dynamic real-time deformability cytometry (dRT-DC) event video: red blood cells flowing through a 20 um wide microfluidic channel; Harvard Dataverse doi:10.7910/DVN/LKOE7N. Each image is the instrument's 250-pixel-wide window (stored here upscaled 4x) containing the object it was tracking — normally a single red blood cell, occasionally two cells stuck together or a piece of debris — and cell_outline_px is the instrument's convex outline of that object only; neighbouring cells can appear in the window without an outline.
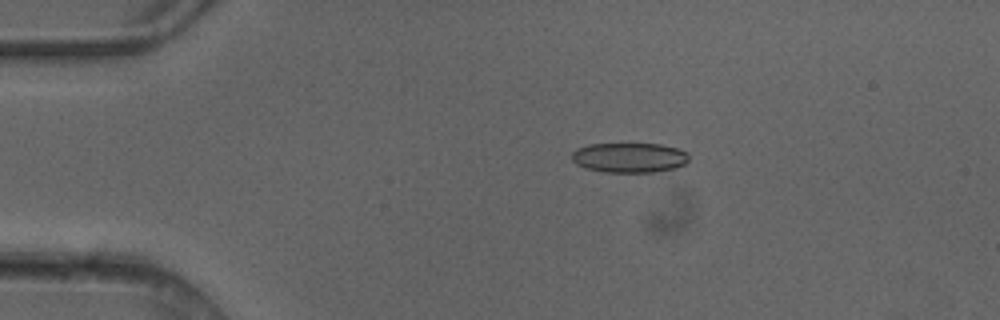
{"species": "common noctule bat (a hibernating species)", "species_latin": "Nyctalus noctula", "temperature_condition": "cold", "stored_images_in_passage": 3, "camera_frame_rate_fps": 3000, "um_per_image_px": 0.085, "animal": {"sex": "female"}, "frame": {"image": 1, "passage_image": 1, "time_ms": 0.0, "image_size_px": [1000, 320], "cell_outline_px": [[688, 160], [684, 164], [676, 168], [652, 172], [604, 172], [588, 168], [576, 164], [572, 160], [572, 152], [576, 148], [588, 144], [660, 144], [676, 148], [688, 152]], "centroid_in_image_um": [53.49, 13.39], "position_along_channel_um": 31.5, "area_um2": 20.35}}
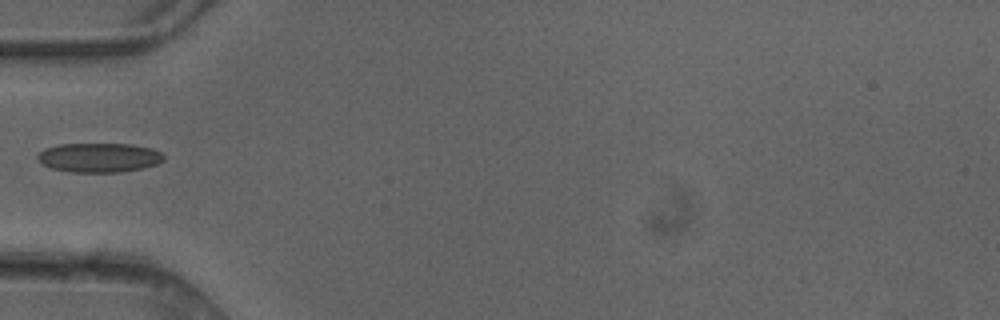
{"frame": {"image": 2, "passage_image": 3, "time_ms": 0.667, "image_size_px": [1000, 320], "cell_outline_px": [[164, 160], [156, 164], [144, 168], [120, 172], [72, 172], [52, 168], [44, 164], [36, 156], [44, 148], [60, 144], [132, 144], [152, 148], [160, 152], [164, 156]], "centroid_in_image_um": [8.45, 13.39], "position_along_channel_um": 76.5, "area_um2": 21.5}}